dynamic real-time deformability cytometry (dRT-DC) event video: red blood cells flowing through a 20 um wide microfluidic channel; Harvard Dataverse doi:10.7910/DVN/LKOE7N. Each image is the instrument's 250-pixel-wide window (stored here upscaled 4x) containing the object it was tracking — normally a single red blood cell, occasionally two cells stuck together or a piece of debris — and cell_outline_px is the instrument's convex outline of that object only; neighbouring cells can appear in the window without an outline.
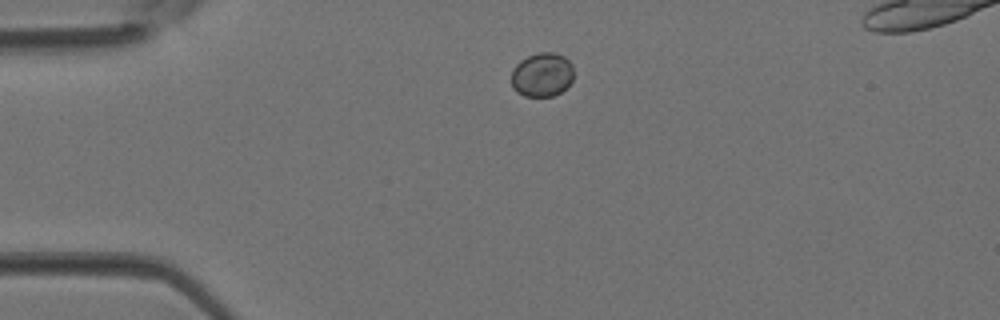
{"species": "Egyptian fruit bat (a non-hibernating species)", "species_latin": "Rousettus aegyptiacus", "temperature_condition": "room temperature", "stored_images_in_passage": 2, "camera_frame_rate_fps": 3000, "um_per_image_px": 0.085, "animal": {"sex": "female"}, "frame": {"image": 1, "passage_image": 1, "time_ms": 0.0, "image_size_px": [1000, 320], "cell_outline_px": [[572, 80], [560, 92], [552, 96], [524, 96], [516, 92], [512, 88], [512, 68], [520, 60], [528, 56], [540, 52], [556, 52], [564, 56], [572, 64]], "centroid_in_image_um": [46.05, 6.34], "position_along_channel_um": 39.0, "area_um2": 16.01}}